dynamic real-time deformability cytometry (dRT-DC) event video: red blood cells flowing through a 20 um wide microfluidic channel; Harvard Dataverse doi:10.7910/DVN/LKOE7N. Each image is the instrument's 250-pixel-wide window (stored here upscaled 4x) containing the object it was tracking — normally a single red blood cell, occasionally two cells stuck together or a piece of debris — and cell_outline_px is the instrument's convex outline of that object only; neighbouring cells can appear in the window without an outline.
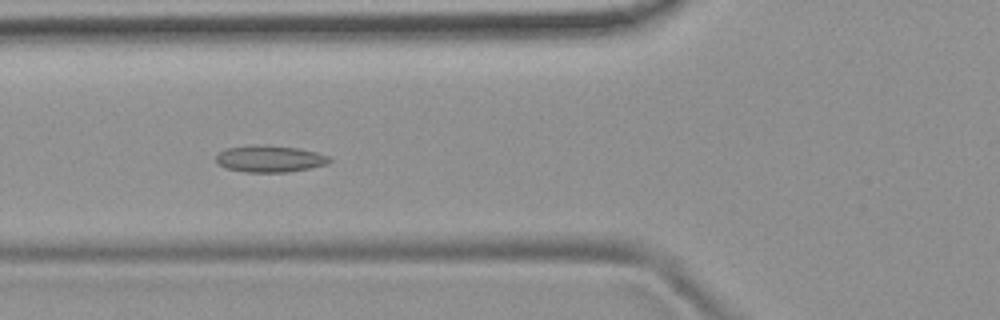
{"species": "common noctule bat (a hibernating species)", "species_latin": "Nyctalus noctula", "temperature_condition": "room temperature", "stored_images_in_passage": 55, "camera_frame_rate_fps": 3000, "um_per_image_px": 0.085, "animal": {"sex": "female", "body_mass_g": 19.9}, "frame": {"image": 1, "passage_image": 21, "time_ms": 6.667, "image_size_px": [1000, 320], "cell_outline_px": [[332, 160], [328, 164], [288, 172], [244, 172], [224, 168], [216, 160], [216, 156], [224, 148], [300, 148], [316, 152], [328, 156]], "centroid_in_image_um": [22.97, 13.56], "position_along_channel_um": 102.8, "area_um2": 16.65}}
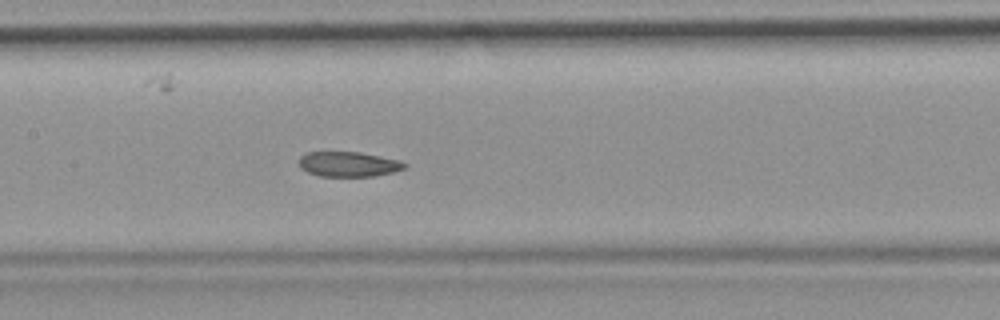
{"frame": {"image": 2, "passage_image": 27, "time_ms": 8.667, "image_size_px": [1000, 320], "cell_outline_px": [[408, 168], [396, 172], [372, 176], [320, 176], [308, 172], [300, 168], [300, 156], [304, 152], [360, 152], [400, 160], [408, 164]], "centroid_in_image_um": [29.67, 13.95], "position_along_channel_um": 177.7, "area_um2": 15.55}}
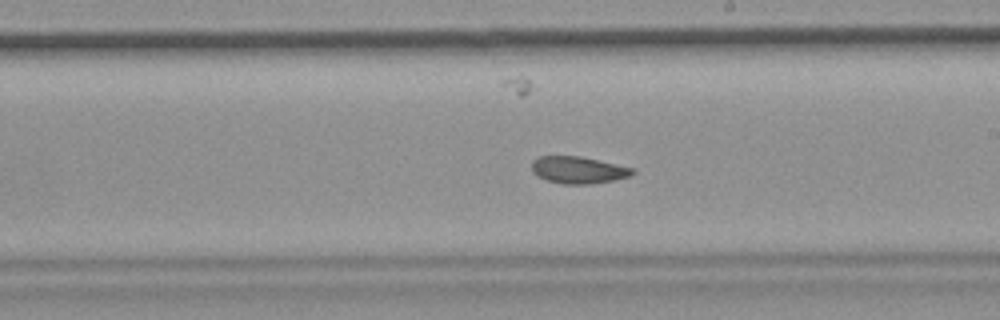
{"frame": {"image": 3, "passage_image": 32, "time_ms": 10.333, "image_size_px": [1000, 320], "cell_outline_px": [[636, 172], [632, 176], [592, 184], [560, 184], [536, 176], [532, 172], [532, 160], [540, 156], [580, 156], [636, 168]], "centroid_in_image_um": [49.18, 14.45], "position_along_channel_um": 239.8, "area_um2": 16.07}, "authors_computed_cell_mechanics": {"area_um2": 17.1088, "velocity_mm_per_s": 3.7488, "shape_relaxation_time_tau1_ms": null, "shape_relaxation_time_tau2_ms": 2.4612, "deformation_change_tau1": null, "deformation_change_tau2": 0.0732}}